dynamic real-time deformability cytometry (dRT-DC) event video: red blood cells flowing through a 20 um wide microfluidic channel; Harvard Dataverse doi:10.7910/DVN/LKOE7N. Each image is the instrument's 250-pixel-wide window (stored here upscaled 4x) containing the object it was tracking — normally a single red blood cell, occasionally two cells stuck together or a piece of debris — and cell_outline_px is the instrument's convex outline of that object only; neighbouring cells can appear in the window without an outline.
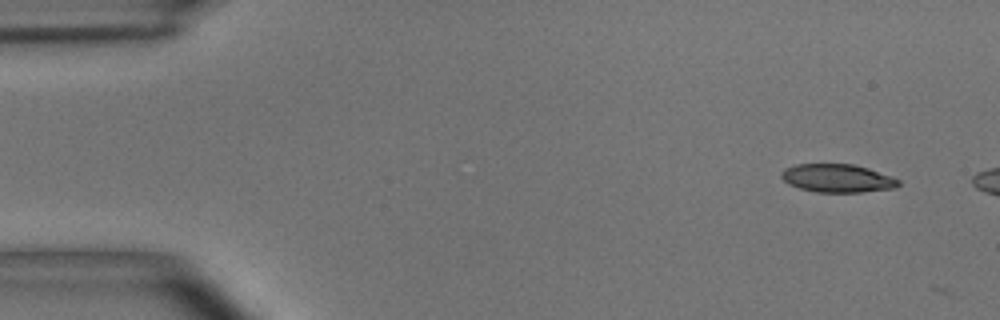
{"species": "common noctule bat (a hibernating species)", "species_latin": "Nyctalus noctula", "temperature_condition": "room temperature", "stored_images_in_passage": 2, "camera_frame_rate_fps": 3000, "um_per_image_px": 0.085, "animal": {"sex": "male", "body_mass_g": 15.6}, "frame": {"image": 1, "passage_image": 1, "time_ms": 0.0, "image_size_px": [1000, 320], "cell_outline_px": [[900, 184], [896, 188], [860, 192], [816, 192], [800, 188], [788, 184], [780, 176], [780, 172], [784, 168], [796, 164], [852, 164], [868, 168], [892, 176], [900, 180]], "centroid_in_image_um": [71.17, 15.15], "position_along_channel_um": 13.8, "area_um2": 19.36}}